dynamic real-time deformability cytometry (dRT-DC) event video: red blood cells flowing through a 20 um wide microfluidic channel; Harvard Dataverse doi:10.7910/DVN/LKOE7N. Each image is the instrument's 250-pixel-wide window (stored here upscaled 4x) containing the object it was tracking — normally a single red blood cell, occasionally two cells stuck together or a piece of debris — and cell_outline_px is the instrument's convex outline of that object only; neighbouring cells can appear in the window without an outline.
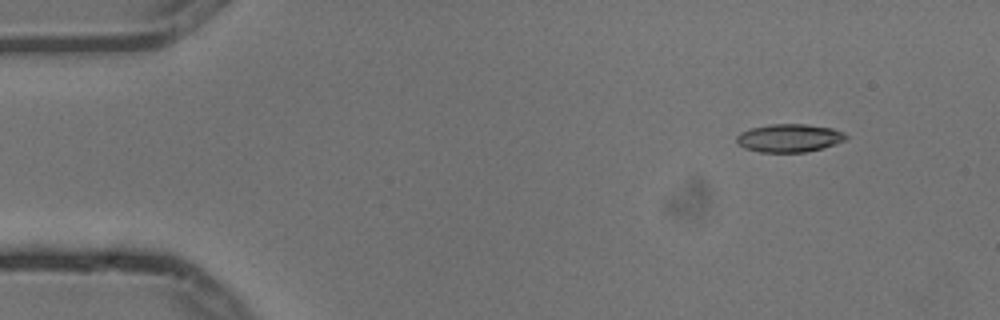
{"species": "common noctule bat (a hibernating species)", "species_latin": "Nyctalus noctula", "temperature_condition": "cold", "stored_images_in_passage": 5, "camera_frame_rate_fps": 3000, "um_per_image_px": 0.085, "animal": {"sex": "male", "body_mass_g": 13.3}, "frame": {"image": 1, "passage_image": 2, "time_ms": 0.333, "image_size_px": [1000, 320], "cell_outline_px": [[848, 136], [844, 140], [820, 148], [804, 152], [760, 152], [744, 148], [736, 144], [736, 136], [740, 132], [752, 128], [772, 124], [804, 124], [832, 128], [844, 132]], "centroid_in_image_um": [67.03, 11.73], "position_along_channel_um": 18.0, "area_um2": 17.74}}
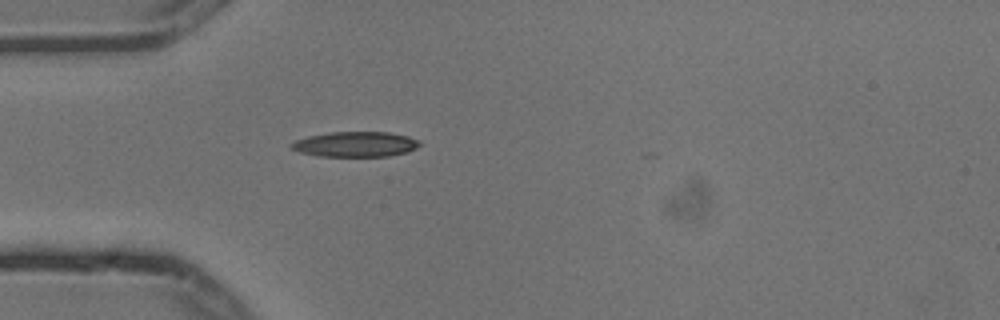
{"frame": {"image": 2, "passage_image": 5, "time_ms": 1.333, "image_size_px": [1000, 320], "cell_outline_px": [[420, 144], [416, 148], [408, 152], [388, 156], [320, 156], [300, 152], [288, 148], [288, 144], [296, 140], [308, 136], [328, 132], [388, 132], [408, 136], [420, 140]], "centroid_in_image_um": [30.19, 12.26], "position_along_channel_um": 54.8, "area_um2": 18.96}}